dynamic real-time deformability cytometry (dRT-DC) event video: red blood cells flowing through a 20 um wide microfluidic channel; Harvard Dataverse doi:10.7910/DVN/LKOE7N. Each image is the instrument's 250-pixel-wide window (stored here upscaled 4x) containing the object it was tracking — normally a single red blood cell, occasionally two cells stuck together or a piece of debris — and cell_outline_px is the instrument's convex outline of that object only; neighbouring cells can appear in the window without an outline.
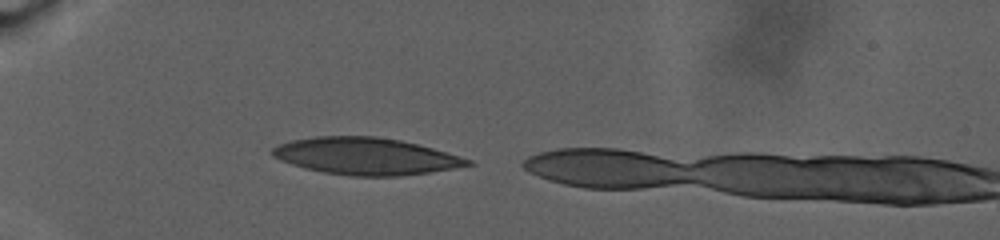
{"species": "human", "species_latin": "Homo sapiens", "temperature_condition": "warm", "stored_images_in_passage": 11, "camera_frame_rate_fps": 3000, "um_per_image_px": 0.085, "donor": {"sex": "male"}, "frame": {"image": 1, "passage_image": 1, "time_ms": 0.0, "image_size_px": [1000, 240], "cell_outline_px": [[476, 164], [428, 172], [400, 176], [352, 176], [324, 172], [304, 168], [280, 160], [272, 156], [272, 148], [280, 144], [292, 140], [316, 136], [376, 136], [400, 140], [432, 148], [460, 156], [472, 160]], "centroid_in_image_um": [31.08, 13.27], "position_along_channel_um": 53.9, "area_um2": 41.85}}
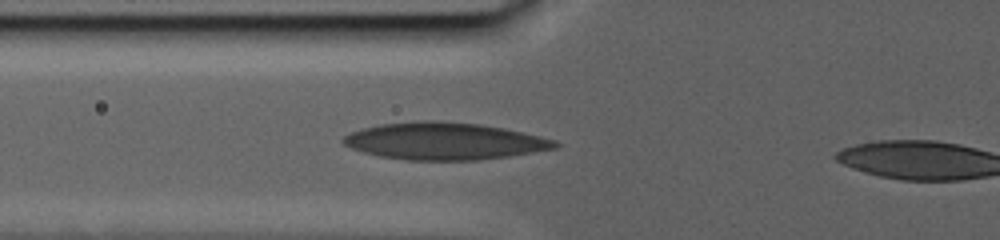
{"frame": {"image": 2, "passage_image": 9, "time_ms": 2.667, "image_size_px": [1000, 240], "cell_outline_px": [[560, 144], [556, 148], [508, 156], [480, 160], [408, 160], [380, 156], [364, 152], [352, 148], [344, 144], [340, 140], [344, 136], [360, 128], [380, 124], [420, 120], [432, 120], [480, 124], [504, 128], [540, 136], [556, 140]], "centroid_in_image_um": [37.76, 11.99], "position_along_channel_um": 88.0, "area_um2": 45.78}}